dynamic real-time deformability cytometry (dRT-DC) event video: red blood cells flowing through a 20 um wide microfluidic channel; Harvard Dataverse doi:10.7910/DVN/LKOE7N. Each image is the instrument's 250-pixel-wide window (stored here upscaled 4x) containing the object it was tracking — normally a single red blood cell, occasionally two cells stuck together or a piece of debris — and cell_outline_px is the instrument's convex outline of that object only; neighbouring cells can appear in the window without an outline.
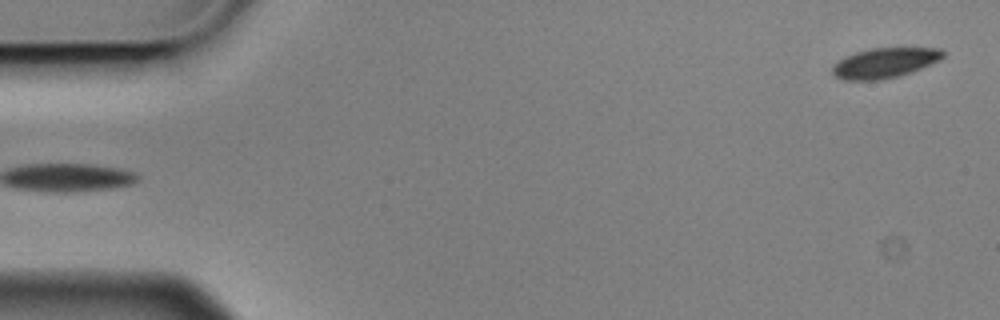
{"species": "Egyptian fruit bat (a non-hibernating species)", "species_latin": "Rousettus aegyptiacus", "temperature_condition": "cold", "stored_images_in_passage": 4, "camera_frame_rate_fps": 3000, "um_per_image_px": 0.085, "animal": {"sex": "male"}, "frame": {"image": 1, "passage_image": 4, "time_ms": 1.0, "image_size_px": [1000, 320], "cell_outline_px": [[944, 56], [940, 60], [912, 72], [900, 76], [880, 80], [844, 80], [836, 76], [832, 72], [832, 68], [840, 60], [856, 52], [872, 48], [940, 48], [944, 52]], "centroid_in_image_um": [75.24, 5.35], "position_along_channel_um": 9.8, "area_um2": 19.19}}